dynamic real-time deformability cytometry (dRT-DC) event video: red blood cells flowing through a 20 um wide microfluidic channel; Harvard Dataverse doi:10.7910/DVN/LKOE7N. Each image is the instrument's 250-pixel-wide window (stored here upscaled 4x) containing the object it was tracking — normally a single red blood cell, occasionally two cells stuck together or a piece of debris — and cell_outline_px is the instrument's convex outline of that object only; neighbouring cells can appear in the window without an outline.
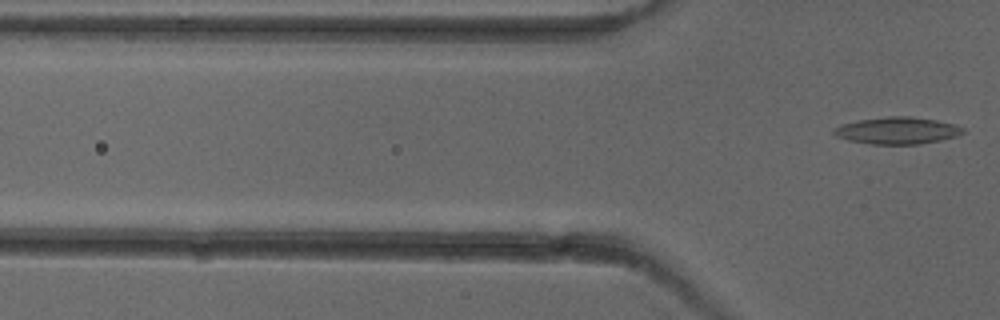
{"species": "common noctule bat (a hibernating species)", "species_latin": "Nyctalus noctula", "temperature_condition": "cold", "stored_images_in_passage": 5, "camera_frame_rate_fps": 3000, "um_per_image_px": 0.085, "animal": {"sex": "female"}, "frame": {"image": 1, "passage_image": 5, "time_ms": 7.0, "image_size_px": [1000, 320], "cell_outline_px": [[964, 132], [956, 136], [940, 140], [920, 144], [868, 144], [848, 140], [836, 136], [832, 132], [832, 128], [844, 124], [860, 120], [888, 116], [912, 116], [936, 120], [956, 124], [964, 128]], "centroid_in_image_um": [76.27, 11.1], "position_along_channel_um": 49.5, "area_um2": 20.29}}